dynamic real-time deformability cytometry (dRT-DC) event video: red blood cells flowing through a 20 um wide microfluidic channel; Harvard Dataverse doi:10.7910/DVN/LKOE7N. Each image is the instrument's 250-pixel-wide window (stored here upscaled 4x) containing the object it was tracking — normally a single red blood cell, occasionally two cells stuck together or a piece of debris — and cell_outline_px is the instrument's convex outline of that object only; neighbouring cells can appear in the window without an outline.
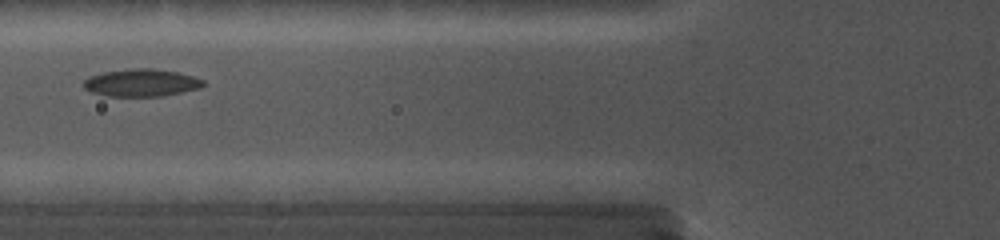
{"species": "common noctule bat (a hibernating species)", "species_latin": "Nyctalus noctula", "temperature_condition": "cold", "stored_images_in_passage": 21, "camera_frame_rate_fps": 5000, "um_per_image_px": 0.085, "animal": {"sex": "female", "body_mass_g": 19.0, "forearm_length_mm": 56.7}, "frame": {"image": 1, "passage_image": 4, "time_ms": 3.4, "image_size_px": [1000, 240], "cell_outline_px": [[204, 84], [200, 88], [160, 96], [108, 96], [92, 92], [84, 88], [84, 80], [88, 76], [104, 72], [132, 68], [156, 68], [176, 72], [192, 76], [204, 80]], "centroid_in_image_um": [11.99, 7.02], "position_along_channel_um": 113.8, "area_um2": 19.02}}
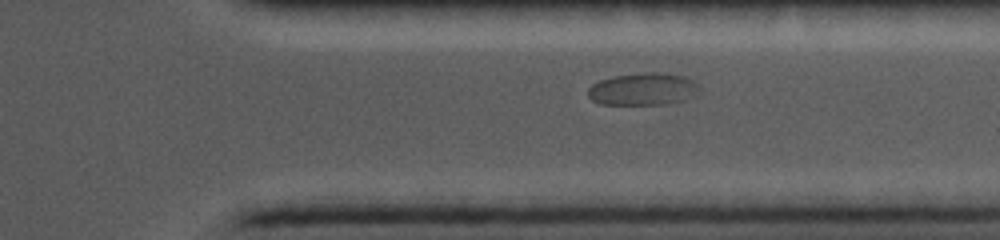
{"frame": {"image": 2, "passage_image": 15, "time_ms": 10.2, "image_size_px": [1000, 240], "cell_outline_px": [[700, 92], [684, 100], [668, 104], [600, 104], [592, 100], [588, 96], [588, 88], [592, 84], [600, 80], [612, 76], [644, 72], [664, 72], [684, 76], [692, 80], [700, 88]], "centroid_in_image_um": [54.66, 7.56], "position_along_channel_um": 356.7, "area_um2": 21.15}}
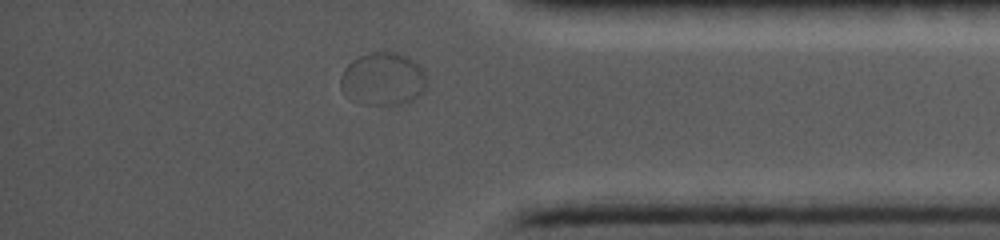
{"frame": {"image": 3, "passage_image": 18, "time_ms": 11.6, "image_size_px": [1000, 240], "cell_outline_px": [[428, 84], [412, 100], [400, 104], [360, 104], [352, 100], [340, 88], [340, 76], [344, 68], [352, 60], [360, 56], [372, 52], [396, 52], [408, 56], [420, 64], [428, 80]], "centroid_in_image_um": [32.55, 6.7], "position_along_channel_um": 402.6, "area_um2": 26.7}}